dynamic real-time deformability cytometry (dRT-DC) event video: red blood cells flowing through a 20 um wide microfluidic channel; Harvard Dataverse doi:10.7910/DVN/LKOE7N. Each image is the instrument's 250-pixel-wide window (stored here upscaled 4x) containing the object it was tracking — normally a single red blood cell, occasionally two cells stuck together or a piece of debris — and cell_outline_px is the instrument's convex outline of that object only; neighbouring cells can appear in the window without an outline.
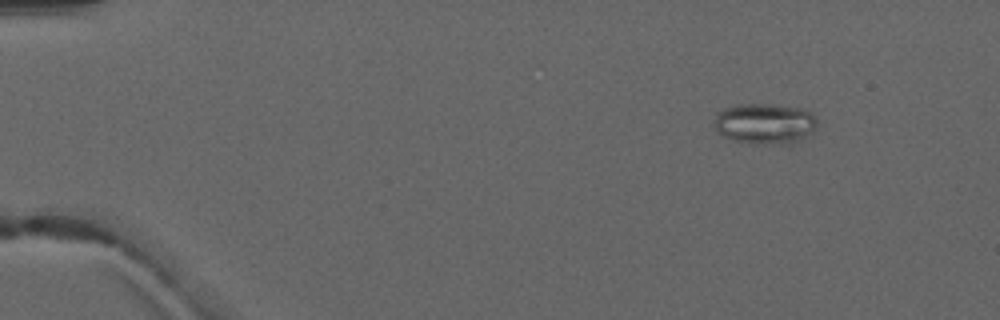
{"species": "common noctule bat (a hibernating species)", "species_latin": "Nyctalus noctula", "temperature_condition": "warm", "stored_images_in_passage": 5, "camera_frame_rate_fps": 3000, "um_per_image_px": 0.085, "animal": {"sex": "male", "forearm_length_mm": 52.5}, "frame": {"image": 1, "passage_image": 2, "time_ms": 1.333, "image_size_px": [1000, 320], "cell_outline_px": [[816, 128], [804, 140], [792, 144], [756, 144], [732, 140], [716, 132], [712, 124], [716, 112], [724, 108], [736, 104], [768, 104], [804, 108], [812, 112], [816, 120]], "centroid_in_image_um": [65.0, 10.51], "position_along_channel_um": 20.0, "area_um2": 25.14}}